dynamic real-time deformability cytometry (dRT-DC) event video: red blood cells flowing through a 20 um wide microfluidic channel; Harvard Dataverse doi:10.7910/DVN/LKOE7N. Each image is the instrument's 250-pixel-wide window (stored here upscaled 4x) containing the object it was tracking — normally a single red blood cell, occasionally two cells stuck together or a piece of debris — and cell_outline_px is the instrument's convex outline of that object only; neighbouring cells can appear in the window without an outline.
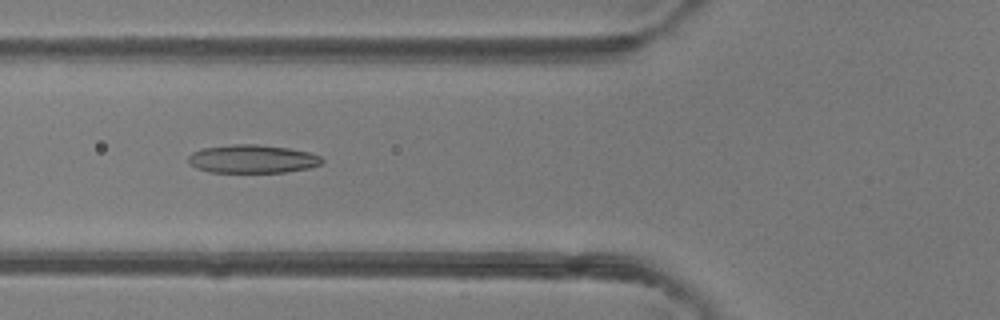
{"species": "common noctule bat (a hibernating species)", "species_latin": "Nyctalus noctula", "temperature_condition": "room temperature", "stored_images_in_passage": 31, "camera_frame_rate_fps": 3000, "um_per_image_px": 0.085, "animal": {"sex": "female"}, "frame": {"image": 1, "passage_image": 6, "time_ms": 1.667, "image_size_px": [1000, 320], "cell_outline_px": [[324, 160], [320, 164], [312, 168], [284, 172], [208, 172], [196, 168], [188, 160], [188, 156], [192, 152], [204, 148], [232, 144], [256, 144], [288, 148], [308, 152], [320, 156]], "centroid_in_image_um": [21.46, 13.51], "position_along_channel_um": 104.3, "area_um2": 22.02}}
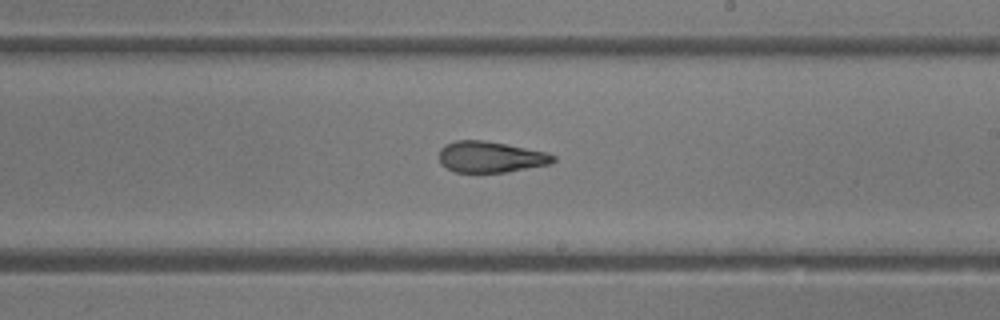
{"frame": {"image": 2, "passage_image": 16, "time_ms": 5.0, "image_size_px": [1000, 320], "cell_outline_px": [[556, 160], [552, 164], [508, 172], [456, 172], [440, 164], [440, 148], [444, 144], [456, 140], [484, 140], [508, 144], [548, 152], [556, 156]], "centroid_in_image_um": [41.74, 13.33], "position_along_channel_um": 247.3, "area_um2": 20.98}}
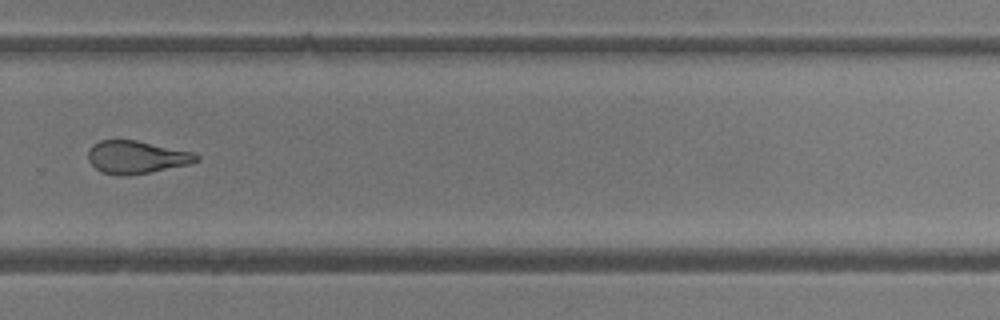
{"frame": {"image": 3, "passage_image": 21, "time_ms": 6.667, "image_size_px": [1000, 320], "cell_outline_px": [[200, 160], [188, 164], [148, 172], [124, 176], [120, 176], [104, 172], [96, 168], [88, 160], [88, 152], [92, 144], [100, 140], [136, 140], [196, 152], [200, 156]], "centroid_in_image_um": [11.62, 13.34], "position_along_channel_um": 318.2, "area_um2": 20.63}, "authors_computed_cell_mechanics": {"area_um2": 21.097, "velocity_mm_per_s": 4.2789, "shape_relaxation_time_tau1_ms": null, "shape_relaxation_time_tau2_ms": 2.7263, "deformation_change_tau1": null, "deformation_change_tau2": 0.1287}}